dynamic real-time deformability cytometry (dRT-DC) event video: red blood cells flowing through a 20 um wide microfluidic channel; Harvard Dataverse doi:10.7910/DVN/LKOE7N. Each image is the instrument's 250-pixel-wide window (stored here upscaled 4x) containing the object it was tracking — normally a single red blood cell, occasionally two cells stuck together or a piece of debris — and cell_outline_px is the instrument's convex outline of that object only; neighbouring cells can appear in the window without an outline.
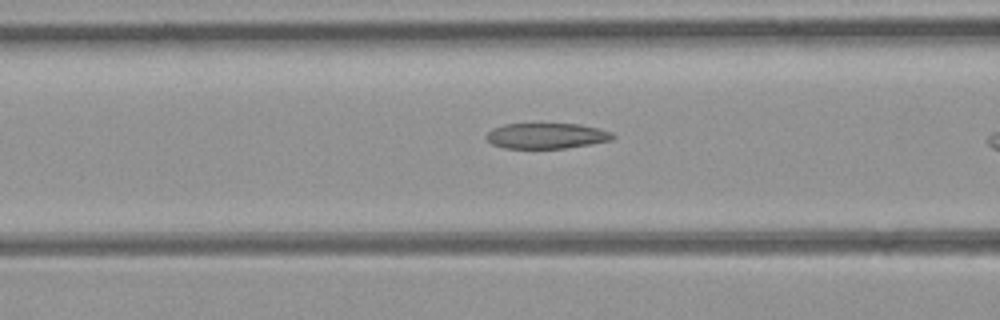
{"species": "common noctule bat (a hibernating species)", "species_latin": "Nyctalus noctula", "temperature_condition": "room temperature", "stored_images_in_passage": 28, "camera_frame_rate_fps": 3000, "um_per_image_px": 0.085, "animal": {"sex": "female", "body_mass_g": 21.9}, "frame": {"image": 1, "passage_image": 9, "time_ms": 2.667, "image_size_px": [1000, 320], "cell_outline_px": [[616, 136], [612, 140], [592, 144], [564, 148], [504, 148], [492, 144], [484, 136], [492, 128], [504, 124], [580, 124], [612, 132]], "centroid_in_image_um": [46.45, 11.54], "position_along_channel_um": 120.2, "area_um2": 18.84}}
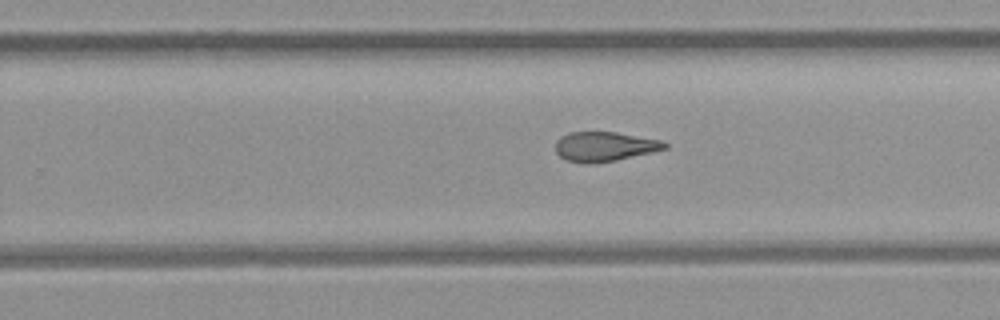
{"frame": {"image": 2, "passage_image": 20, "time_ms": 6.333, "image_size_px": [1000, 320], "cell_outline_px": [[668, 148], [616, 160], [596, 164], [584, 164], [564, 160], [556, 152], [556, 140], [560, 136], [568, 132], [616, 132], [660, 140], [668, 144]], "centroid_in_image_um": [51.34, 12.46], "position_along_channel_um": 278.5, "area_um2": 18.96}}